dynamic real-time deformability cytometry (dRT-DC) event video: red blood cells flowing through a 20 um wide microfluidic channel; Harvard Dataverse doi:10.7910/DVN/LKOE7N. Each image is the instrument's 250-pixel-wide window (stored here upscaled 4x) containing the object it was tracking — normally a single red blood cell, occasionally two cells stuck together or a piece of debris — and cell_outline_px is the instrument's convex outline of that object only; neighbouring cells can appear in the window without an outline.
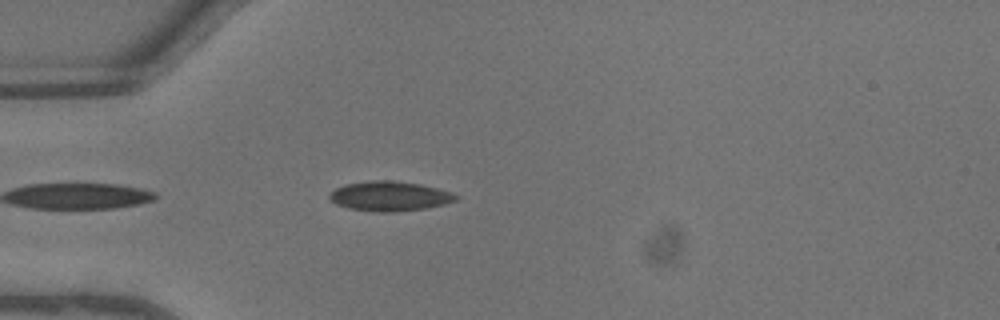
{"species": "common noctule bat (a hibernating species)", "species_latin": "Nyctalus noctula", "temperature_condition": "warm", "stored_images_in_passage": 7, "camera_frame_rate_fps": 3000, "um_per_image_px": 0.085, "animal": {"sex": "male", "body_mass_g": 13.3}, "frame": {"image": 1, "passage_image": 3, "time_ms": 0.667, "image_size_px": [1000, 320], "cell_outline_px": [[460, 196], [456, 200], [444, 204], [424, 208], [396, 212], [372, 212], [348, 208], [336, 204], [328, 200], [328, 196], [336, 188], [344, 184], [368, 180], [388, 180], [420, 184], [452, 192]], "centroid_in_image_um": [33.08, 16.67], "position_along_channel_um": 51.9, "area_um2": 22.02}}